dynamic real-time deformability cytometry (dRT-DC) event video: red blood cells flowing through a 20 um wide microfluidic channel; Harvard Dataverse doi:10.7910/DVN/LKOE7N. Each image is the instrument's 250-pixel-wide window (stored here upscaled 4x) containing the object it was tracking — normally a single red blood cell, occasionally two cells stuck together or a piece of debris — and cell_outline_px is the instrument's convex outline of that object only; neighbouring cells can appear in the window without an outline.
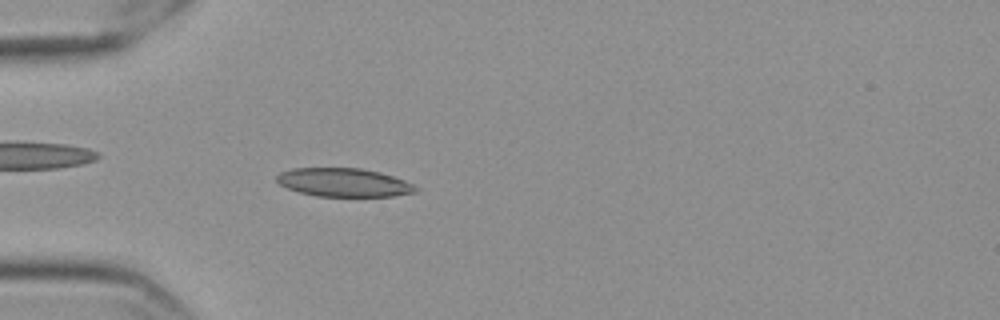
{"species": "Egyptian fruit bat (a non-hibernating species)", "species_latin": "Rousettus aegyptiacus", "temperature_condition": "cold", "stored_images_in_passage": 50, "camera_frame_rate_fps": 3000, "um_per_image_px": 0.085, "frame": {"image": 1, "passage_image": 10, "time_ms": 3.0, "image_size_px": [1000, 320], "cell_outline_px": [[420, 188], [416, 192], [392, 196], [316, 196], [300, 192], [288, 188], [280, 184], [276, 180], [276, 176], [280, 172], [292, 168], [360, 168], [380, 172], [404, 180]], "centroid_in_image_um": [29.22, 15.5], "position_along_channel_um": 55.8, "area_um2": 23.0}}
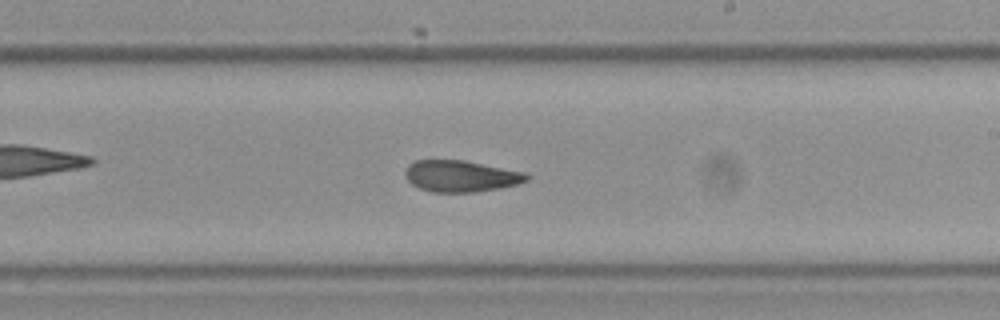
{"frame": {"image": 2, "passage_image": 27, "time_ms": 8.667, "image_size_px": [1000, 320], "cell_outline_px": [[528, 180], [516, 184], [500, 188], [476, 192], [432, 192], [420, 188], [412, 184], [408, 180], [404, 172], [404, 168], [408, 164], [416, 160], [464, 160], [524, 172], [528, 176]], "centroid_in_image_um": [39.13, 14.97], "position_along_channel_um": 249.9, "area_um2": 22.2}}
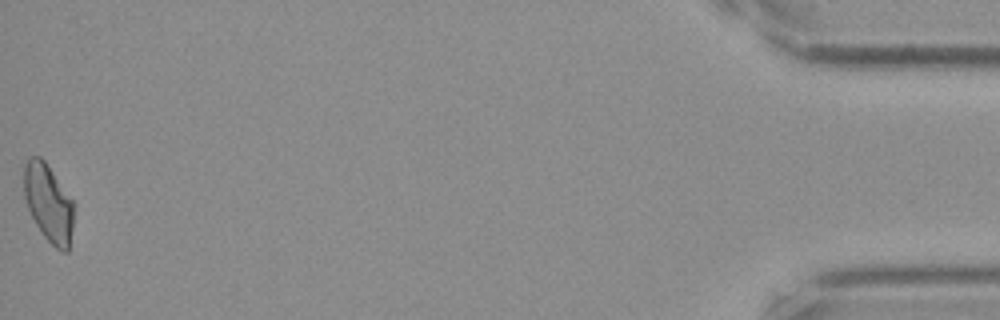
{"frame": {"image": 3, "passage_image": 50, "time_ms": 16.333, "image_size_px": [1000, 320], "cell_outline_px": [[76, 204], [68, 252], [60, 252], [44, 236], [36, 224], [28, 208], [24, 196], [24, 164], [32, 156], [40, 156], [44, 160]], "centroid_in_image_um": [4.15, 17.26], "position_along_channel_um": 431.1, "area_um2": 22.66}, "authors_computed_cell_mechanics": {"area_um2": 22.6287, "velocity_mm_per_s": 3.564, "shape_relaxation_time_tau1_ms": null, "shape_relaxation_time_tau2_ms": 4.1669, "deformation_change_tau1": null, "deformation_change_tau2": 0.1016}}